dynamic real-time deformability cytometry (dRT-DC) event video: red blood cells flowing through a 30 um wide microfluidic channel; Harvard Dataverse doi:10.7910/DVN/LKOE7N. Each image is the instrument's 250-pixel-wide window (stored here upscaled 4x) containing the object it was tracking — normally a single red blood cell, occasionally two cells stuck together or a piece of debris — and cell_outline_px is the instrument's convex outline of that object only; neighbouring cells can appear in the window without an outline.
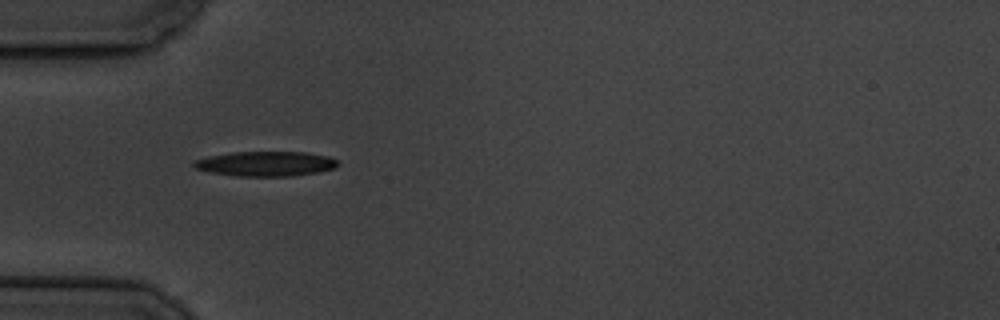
{"species": "common noctule bat (a hibernating species)", "species_latin": "Nyctalus noctula", "temperature_condition": "cold", "stored_images_in_passage": 2, "camera_frame_rate_fps": 3000, "um_per_image_px": 0.085, "animal": {"sex": "male", "body_mass_g": 19.5, "forearm_length_mm": 54.6}, "frame": {"image": 1, "passage_image": 1, "time_ms": 0.0, "image_size_px": [1000, 320], "cell_outline_px": [[340, 164], [336, 168], [320, 172], [292, 176], [236, 176], [212, 172], [196, 168], [192, 164], [196, 160], [208, 156], [232, 152], [304, 152], [328, 156], [336, 160]], "centroid_in_image_um": [22.64, 13.92], "position_along_channel_um": 62.4, "area_um2": 20.81}}
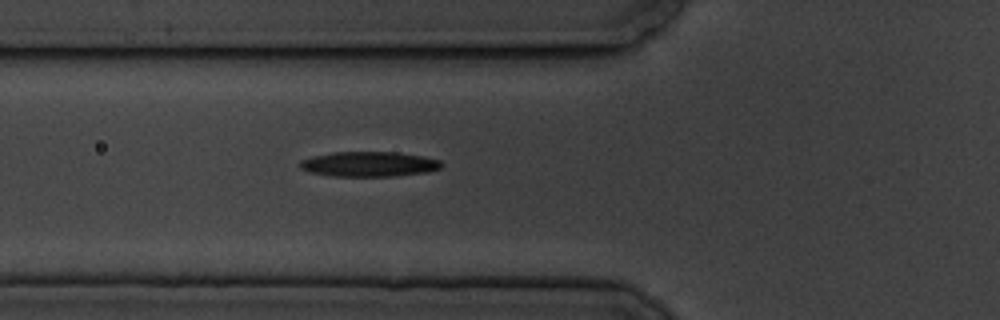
{"frame": {"image": 2, "passage_image": 2, "time_ms": 1.0, "image_size_px": [1000, 320], "cell_outline_px": [[444, 164], [440, 168], [428, 172], [392, 176], [332, 176], [308, 172], [300, 168], [300, 160], [312, 156], [332, 152], [396, 152], [424, 156], [440, 160]], "centroid_in_image_um": [31.36, 13.95], "position_along_channel_um": 94.4, "area_um2": 20.75}}